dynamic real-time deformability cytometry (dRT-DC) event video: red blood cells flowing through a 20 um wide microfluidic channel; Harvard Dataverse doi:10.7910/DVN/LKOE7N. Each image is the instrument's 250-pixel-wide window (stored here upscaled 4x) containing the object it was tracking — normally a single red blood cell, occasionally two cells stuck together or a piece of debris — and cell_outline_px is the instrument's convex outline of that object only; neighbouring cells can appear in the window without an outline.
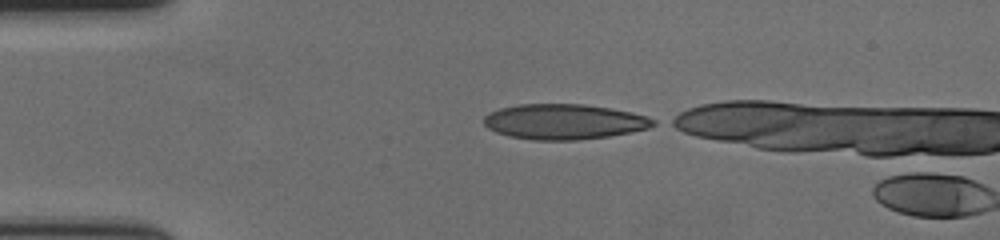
{"species": "human", "species_latin": "Homo sapiens", "temperature_condition": "cold", "stored_images_in_passage": 6, "camera_frame_rate_fps": 3000, "um_per_image_px": 0.085, "donor": {"sex": "female"}, "frame": {"image": 1, "passage_image": 1, "time_ms": 0.0, "image_size_px": [1000, 240], "cell_outline_px": [[656, 124], [648, 128], [632, 132], [608, 136], [576, 140], [532, 140], [508, 136], [496, 132], [488, 128], [484, 124], [484, 116], [488, 112], [500, 108], [520, 104], [584, 104], [632, 112], [648, 116], [656, 120]], "centroid_in_image_um": [47.94, 10.34], "position_along_channel_um": 37.1, "area_um2": 34.97}}